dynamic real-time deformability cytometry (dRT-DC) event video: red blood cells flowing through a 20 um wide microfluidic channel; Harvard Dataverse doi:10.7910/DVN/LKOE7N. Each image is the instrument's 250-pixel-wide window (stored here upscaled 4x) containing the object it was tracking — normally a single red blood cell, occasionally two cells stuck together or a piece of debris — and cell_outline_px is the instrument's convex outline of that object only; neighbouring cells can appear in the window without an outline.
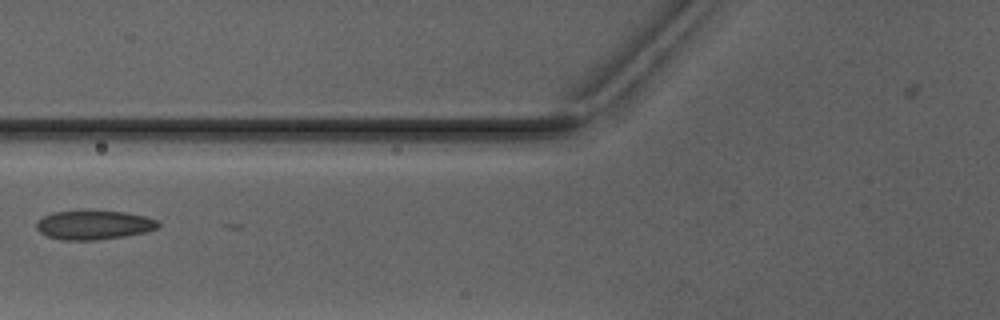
{"species": "Egyptian fruit bat (a non-hibernating species)", "species_latin": "Rousettus aegyptiacus", "temperature_condition": "warm", "stored_images_in_passage": 4, "camera_frame_rate_fps": 3000, "um_per_image_px": 0.085, "animal": {"sex": "male"}, "frame": {"image": 1, "passage_image": 3, "time_ms": 2.667, "image_size_px": [1000, 320], "cell_outline_px": [[160, 224], [156, 228], [144, 232], [124, 236], [96, 240], [60, 240], [44, 236], [36, 228], [36, 220], [52, 212], [124, 212], [144, 216], [156, 220]], "centroid_in_image_um": [7.91, 19.15], "position_along_channel_um": 117.9, "area_um2": 20.29}}